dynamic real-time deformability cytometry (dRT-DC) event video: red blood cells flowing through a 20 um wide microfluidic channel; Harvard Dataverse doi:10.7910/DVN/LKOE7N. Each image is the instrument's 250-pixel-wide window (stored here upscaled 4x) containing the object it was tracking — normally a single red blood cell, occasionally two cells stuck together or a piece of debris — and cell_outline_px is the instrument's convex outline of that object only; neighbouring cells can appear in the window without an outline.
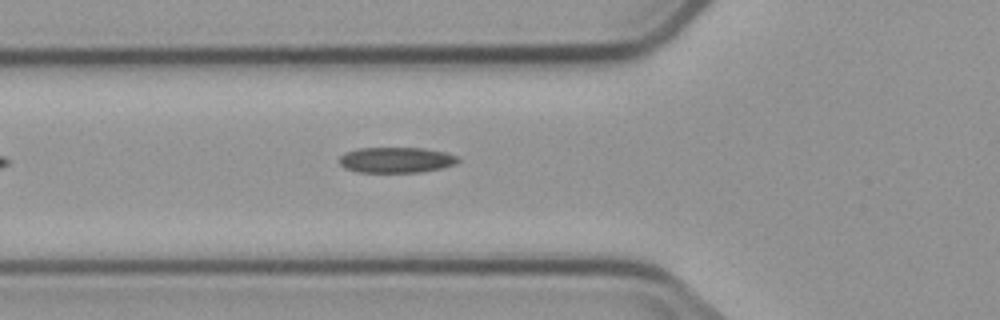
{"species": "common noctule bat (a hibernating species)", "species_latin": "Nyctalus noctula", "temperature_condition": "cold", "stored_images_in_passage": 5, "camera_frame_rate_fps": 3000, "um_per_image_px": 0.085, "animal": {"sex": "male", "body_mass_g": 23.1, "forearm_length_mm": 52.7}, "frame": {"image": 1, "passage_image": 5, "time_ms": 5.667, "image_size_px": [1000, 320], "cell_outline_px": [[460, 160], [456, 164], [440, 168], [420, 172], [356, 172], [344, 168], [340, 164], [340, 156], [344, 152], [360, 148], [420, 148], [444, 152], [456, 156]], "centroid_in_image_um": [33.64, 13.6], "position_along_channel_um": 92.2, "area_um2": 17.63}}